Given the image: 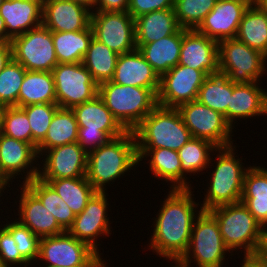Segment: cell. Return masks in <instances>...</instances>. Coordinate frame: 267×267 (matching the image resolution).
Wrapping results in <instances>:
<instances>
[{
  "instance_id": "cell-1",
  "label": "cell",
  "mask_w": 267,
  "mask_h": 267,
  "mask_svg": "<svg viewBox=\"0 0 267 267\" xmlns=\"http://www.w3.org/2000/svg\"><path fill=\"white\" fill-rule=\"evenodd\" d=\"M153 221L149 247L161 258H181L187 251L195 219L203 211L194 189H168ZM198 210H197V209Z\"/></svg>"
},
{
  "instance_id": "cell-2",
  "label": "cell",
  "mask_w": 267,
  "mask_h": 267,
  "mask_svg": "<svg viewBox=\"0 0 267 267\" xmlns=\"http://www.w3.org/2000/svg\"><path fill=\"white\" fill-rule=\"evenodd\" d=\"M137 165L139 167L135 136L133 131H127L88 152L86 177L97 192H107L108 184L124 178Z\"/></svg>"
},
{
  "instance_id": "cell-3",
  "label": "cell",
  "mask_w": 267,
  "mask_h": 267,
  "mask_svg": "<svg viewBox=\"0 0 267 267\" xmlns=\"http://www.w3.org/2000/svg\"><path fill=\"white\" fill-rule=\"evenodd\" d=\"M236 148L234 145L218 147L214 151L215 154H212L216 160L211 157L208 165V168L212 169L213 166L214 169L210 170V174L208 173L209 176L207 177H210V179L205 189L206 193H203L204 200L202 203L200 202L203 211H210L215 207L241 201L244 176L251 165L244 166L243 160L239 158V155H236Z\"/></svg>"
},
{
  "instance_id": "cell-4",
  "label": "cell",
  "mask_w": 267,
  "mask_h": 267,
  "mask_svg": "<svg viewBox=\"0 0 267 267\" xmlns=\"http://www.w3.org/2000/svg\"><path fill=\"white\" fill-rule=\"evenodd\" d=\"M137 149L167 148L178 151L192 134L177 108L157 105L133 130Z\"/></svg>"
},
{
  "instance_id": "cell-5",
  "label": "cell",
  "mask_w": 267,
  "mask_h": 267,
  "mask_svg": "<svg viewBox=\"0 0 267 267\" xmlns=\"http://www.w3.org/2000/svg\"><path fill=\"white\" fill-rule=\"evenodd\" d=\"M98 96L127 131H133L158 105L157 95L151 89L112 81L98 85Z\"/></svg>"
},
{
  "instance_id": "cell-6",
  "label": "cell",
  "mask_w": 267,
  "mask_h": 267,
  "mask_svg": "<svg viewBox=\"0 0 267 267\" xmlns=\"http://www.w3.org/2000/svg\"><path fill=\"white\" fill-rule=\"evenodd\" d=\"M217 221L225 246L231 253L254 256L263 226L240 201L208 211ZM240 250V251H239Z\"/></svg>"
},
{
  "instance_id": "cell-7",
  "label": "cell",
  "mask_w": 267,
  "mask_h": 267,
  "mask_svg": "<svg viewBox=\"0 0 267 267\" xmlns=\"http://www.w3.org/2000/svg\"><path fill=\"white\" fill-rule=\"evenodd\" d=\"M72 110L78 124L77 142L87 152L127 132L98 95Z\"/></svg>"
},
{
  "instance_id": "cell-8",
  "label": "cell",
  "mask_w": 267,
  "mask_h": 267,
  "mask_svg": "<svg viewBox=\"0 0 267 267\" xmlns=\"http://www.w3.org/2000/svg\"><path fill=\"white\" fill-rule=\"evenodd\" d=\"M219 73L233 83L261 82L267 73L266 56L237 38L218 42Z\"/></svg>"
},
{
  "instance_id": "cell-9",
  "label": "cell",
  "mask_w": 267,
  "mask_h": 267,
  "mask_svg": "<svg viewBox=\"0 0 267 267\" xmlns=\"http://www.w3.org/2000/svg\"><path fill=\"white\" fill-rule=\"evenodd\" d=\"M226 254L233 255L224 244L216 219L202 211L194 221L188 249L181 258L190 266L211 267L228 260Z\"/></svg>"
},
{
  "instance_id": "cell-10",
  "label": "cell",
  "mask_w": 267,
  "mask_h": 267,
  "mask_svg": "<svg viewBox=\"0 0 267 267\" xmlns=\"http://www.w3.org/2000/svg\"><path fill=\"white\" fill-rule=\"evenodd\" d=\"M177 110L192 137L208 140L217 147L236 144L232 139L234 130L220 112L201 104L198 100L184 103L177 107Z\"/></svg>"
},
{
  "instance_id": "cell-11",
  "label": "cell",
  "mask_w": 267,
  "mask_h": 267,
  "mask_svg": "<svg viewBox=\"0 0 267 267\" xmlns=\"http://www.w3.org/2000/svg\"><path fill=\"white\" fill-rule=\"evenodd\" d=\"M51 72L56 103L61 108L72 109L98 95V84L82 62L57 64Z\"/></svg>"
},
{
  "instance_id": "cell-12",
  "label": "cell",
  "mask_w": 267,
  "mask_h": 267,
  "mask_svg": "<svg viewBox=\"0 0 267 267\" xmlns=\"http://www.w3.org/2000/svg\"><path fill=\"white\" fill-rule=\"evenodd\" d=\"M10 42L13 59L26 70L51 72L58 64L52 31L43 24L14 37Z\"/></svg>"
},
{
  "instance_id": "cell-13",
  "label": "cell",
  "mask_w": 267,
  "mask_h": 267,
  "mask_svg": "<svg viewBox=\"0 0 267 267\" xmlns=\"http://www.w3.org/2000/svg\"><path fill=\"white\" fill-rule=\"evenodd\" d=\"M94 38L118 54L136 49L135 20L127 12L91 13Z\"/></svg>"
},
{
  "instance_id": "cell-14",
  "label": "cell",
  "mask_w": 267,
  "mask_h": 267,
  "mask_svg": "<svg viewBox=\"0 0 267 267\" xmlns=\"http://www.w3.org/2000/svg\"><path fill=\"white\" fill-rule=\"evenodd\" d=\"M98 253L88 244L79 241L68 231L40 239L39 256L36 264L44 267H83ZM40 261V262H39ZM45 261V262H44Z\"/></svg>"
},
{
  "instance_id": "cell-15",
  "label": "cell",
  "mask_w": 267,
  "mask_h": 267,
  "mask_svg": "<svg viewBox=\"0 0 267 267\" xmlns=\"http://www.w3.org/2000/svg\"><path fill=\"white\" fill-rule=\"evenodd\" d=\"M107 192H96L87 202L83 211L75 216L68 232L79 241L88 244L97 253H100L98 238L111 236L112 224L109 221L108 210L110 204ZM110 234V235H109Z\"/></svg>"
},
{
  "instance_id": "cell-16",
  "label": "cell",
  "mask_w": 267,
  "mask_h": 267,
  "mask_svg": "<svg viewBox=\"0 0 267 267\" xmlns=\"http://www.w3.org/2000/svg\"><path fill=\"white\" fill-rule=\"evenodd\" d=\"M207 75L188 66L176 65L160 77L157 103L166 108L197 100L199 89Z\"/></svg>"
},
{
  "instance_id": "cell-17",
  "label": "cell",
  "mask_w": 267,
  "mask_h": 267,
  "mask_svg": "<svg viewBox=\"0 0 267 267\" xmlns=\"http://www.w3.org/2000/svg\"><path fill=\"white\" fill-rule=\"evenodd\" d=\"M39 164L40 179L84 177L87 173L88 152L78 143H70L46 150ZM44 158V159H43Z\"/></svg>"
},
{
  "instance_id": "cell-18",
  "label": "cell",
  "mask_w": 267,
  "mask_h": 267,
  "mask_svg": "<svg viewBox=\"0 0 267 267\" xmlns=\"http://www.w3.org/2000/svg\"><path fill=\"white\" fill-rule=\"evenodd\" d=\"M39 159L33 145L0 132V168L11 182L17 177L16 179H24L21 184H25L38 177Z\"/></svg>"
},
{
  "instance_id": "cell-19",
  "label": "cell",
  "mask_w": 267,
  "mask_h": 267,
  "mask_svg": "<svg viewBox=\"0 0 267 267\" xmlns=\"http://www.w3.org/2000/svg\"><path fill=\"white\" fill-rule=\"evenodd\" d=\"M250 5L246 0H217L196 30L217 42L235 38L243 15Z\"/></svg>"
},
{
  "instance_id": "cell-20",
  "label": "cell",
  "mask_w": 267,
  "mask_h": 267,
  "mask_svg": "<svg viewBox=\"0 0 267 267\" xmlns=\"http://www.w3.org/2000/svg\"><path fill=\"white\" fill-rule=\"evenodd\" d=\"M179 65L203 71L207 76L218 74V42L195 29H183Z\"/></svg>"
},
{
  "instance_id": "cell-21",
  "label": "cell",
  "mask_w": 267,
  "mask_h": 267,
  "mask_svg": "<svg viewBox=\"0 0 267 267\" xmlns=\"http://www.w3.org/2000/svg\"><path fill=\"white\" fill-rule=\"evenodd\" d=\"M92 11L71 0H45L42 24L52 32H76L91 25Z\"/></svg>"
},
{
  "instance_id": "cell-22",
  "label": "cell",
  "mask_w": 267,
  "mask_h": 267,
  "mask_svg": "<svg viewBox=\"0 0 267 267\" xmlns=\"http://www.w3.org/2000/svg\"><path fill=\"white\" fill-rule=\"evenodd\" d=\"M260 84V82H232V95L227 108V123L233 130L236 127V120L241 122L248 118L267 116V89H263Z\"/></svg>"
},
{
  "instance_id": "cell-23",
  "label": "cell",
  "mask_w": 267,
  "mask_h": 267,
  "mask_svg": "<svg viewBox=\"0 0 267 267\" xmlns=\"http://www.w3.org/2000/svg\"><path fill=\"white\" fill-rule=\"evenodd\" d=\"M20 197L18 201V220L24 226H27L35 235L40 238L46 236H55L65 232L59 225L56 218L41 203V201L24 185L20 184Z\"/></svg>"
},
{
  "instance_id": "cell-24",
  "label": "cell",
  "mask_w": 267,
  "mask_h": 267,
  "mask_svg": "<svg viewBox=\"0 0 267 267\" xmlns=\"http://www.w3.org/2000/svg\"><path fill=\"white\" fill-rule=\"evenodd\" d=\"M111 81L119 85L151 89L156 95L160 87V77L137 48L119 54Z\"/></svg>"
},
{
  "instance_id": "cell-25",
  "label": "cell",
  "mask_w": 267,
  "mask_h": 267,
  "mask_svg": "<svg viewBox=\"0 0 267 267\" xmlns=\"http://www.w3.org/2000/svg\"><path fill=\"white\" fill-rule=\"evenodd\" d=\"M43 2L40 0H3L0 16L6 27V42L42 24Z\"/></svg>"
},
{
  "instance_id": "cell-26",
  "label": "cell",
  "mask_w": 267,
  "mask_h": 267,
  "mask_svg": "<svg viewBox=\"0 0 267 267\" xmlns=\"http://www.w3.org/2000/svg\"><path fill=\"white\" fill-rule=\"evenodd\" d=\"M135 20L136 48L175 34L181 27L177 23L174 8L143 14Z\"/></svg>"
},
{
  "instance_id": "cell-27",
  "label": "cell",
  "mask_w": 267,
  "mask_h": 267,
  "mask_svg": "<svg viewBox=\"0 0 267 267\" xmlns=\"http://www.w3.org/2000/svg\"><path fill=\"white\" fill-rule=\"evenodd\" d=\"M139 164L143 159L149 163L153 178L170 183V189H182L181 161L176 150L167 148L137 149ZM150 156V157H149ZM148 157V158H147Z\"/></svg>"
},
{
  "instance_id": "cell-28",
  "label": "cell",
  "mask_w": 267,
  "mask_h": 267,
  "mask_svg": "<svg viewBox=\"0 0 267 267\" xmlns=\"http://www.w3.org/2000/svg\"><path fill=\"white\" fill-rule=\"evenodd\" d=\"M182 40L183 28H180L175 34L144 44L138 50L158 76L161 77L179 64Z\"/></svg>"
},
{
  "instance_id": "cell-29",
  "label": "cell",
  "mask_w": 267,
  "mask_h": 267,
  "mask_svg": "<svg viewBox=\"0 0 267 267\" xmlns=\"http://www.w3.org/2000/svg\"><path fill=\"white\" fill-rule=\"evenodd\" d=\"M217 148L208 140L192 137L177 151L181 161L182 189H193L190 176H197L208 168L211 156Z\"/></svg>"
},
{
  "instance_id": "cell-30",
  "label": "cell",
  "mask_w": 267,
  "mask_h": 267,
  "mask_svg": "<svg viewBox=\"0 0 267 267\" xmlns=\"http://www.w3.org/2000/svg\"><path fill=\"white\" fill-rule=\"evenodd\" d=\"M78 139V124L72 109L59 107L49 125L45 138L38 144L39 157L48 149L75 143Z\"/></svg>"
},
{
  "instance_id": "cell-31",
  "label": "cell",
  "mask_w": 267,
  "mask_h": 267,
  "mask_svg": "<svg viewBox=\"0 0 267 267\" xmlns=\"http://www.w3.org/2000/svg\"><path fill=\"white\" fill-rule=\"evenodd\" d=\"M235 38L267 56V12L260 5L248 7Z\"/></svg>"
},
{
  "instance_id": "cell-32",
  "label": "cell",
  "mask_w": 267,
  "mask_h": 267,
  "mask_svg": "<svg viewBox=\"0 0 267 267\" xmlns=\"http://www.w3.org/2000/svg\"><path fill=\"white\" fill-rule=\"evenodd\" d=\"M40 103H56L52 72L27 70L18 94V107Z\"/></svg>"
},
{
  "instance_id": "cell-33",
  "label": "cell",
  "mask_w": 267,
  "mask_h": 267,
  "mask_svg": "<svg viewBox=\"0 0 267 267\" xmlns=\"http://www.w3.org/2000/svg\"><path fill=\"white\" fill-rule=\"evenodd\" d=\"M93 37L91 25L76 32H52L58 64L83 62Z\"/></svg>"
},
{
  "instance_id": "cell-34",
  "label": "cell",
  "mask_w": 267,
  "mask_h": 267,
  "mask_svg": "<svg viewBox=\"0 0 267 267\" xmlns=\"http://www.w3.org/2000/svg\"><path fill=\"white\" fill-rule=\"evenodd\" d=\"M41 180L47 182L57 192L75 216L83 211L87 202L97 192L86 176Z\"/></svg>"
},
{
  "instance_id": "cell-35",
  "label": "cell",
  "mask_w": 267,
  "mask_h": 267,
  "mask_svg": "<svg viewBox=\"0 0 267 267\" xmlns=\"http://www.w3.org/2000/svg\"><path fill=\"white\" fill-rule=\"evenodd\" d=\"M118 57V53L93 37L82 63L100 85L112 80Z\"/></svg>"
},
{
  "instance_id": "cell-36",
  "label": "cell",
  "mask_w": 267,
  "mask_h": 267,
  "mask_svg": "<svg viewBox=\"0 0 267 267\" xmlns=\"http://www.w3.org/2000/svg\"><path fill=\"white\" fill-rule=\"evenodd\" d=\"M43 204V206L54 215L59 225L65 230L72 226L75 214L57 192L40 178H33L24 184Z\"/></svg>"
},
{
  "instance_id": "cell-37",
  "label": "cell",
  "mask_w": 267,
  "mask_h": 267,
  "mask_svg": "<svg viewBox=\"0 0 267 267\" xmlns=\"http://www.w3.org/2000/svg\"><path fill=\"white\" fill-rule=\"evenodd\" d=\"M232 95V81L223 74L207 76L199 89L197 100L214 111L224 115L227 121V108Z\"/></svg>"
},
{
  "instance_id": "cell-38",
  "label": "cell",
  "mask_w": 267,
  "mask_h": 267,
  "mask_svg": "<svg viewBox=\"0 0 267 267\" xmlns=\"http://www.w3.org/2000/svg\"><path fill=\"white\" fill-rule=\"evenodd\" d=\"M217 0H174L178 25L183 29H197L214 8Z\"/></svg>"
},
{
  "instance_id": "cell-39",
  "label": "cell",
  "mask_w": 267,
  "mask_h": 267,
  "mask_svg": "<svg viewBox=\"0 0 267 267\" xmlns=\"http://www.w3.org/2000/svg\"><path fill=\"white\" fill-rule=\"evenodd\" d=\"M26 69L13 58L0 72V103L6 107H18V94Z\"/></svg>"
},
{
  "instance_id": "cell-40",
  "label": "cell",
  "mask_w": 267,
  "mask_h": 267,
  "mask_svg": "<svg viewBox=\"0 0 267 267\" xmlns=\"http://www.w3.org/2000/svg\"><path fill=\"white\" fill-rule=\"evenodd\" d=\"M21 108L27 114L32 132V145L37 149L38 144L45 138L51 120L59 106L57 103H40Z\"/></svg>"
},
{
  "instance_id": "cell-41",
  "label": "cell",
  "mask_w": 267,
  "mask_h": 267,
  "mask_svg": "<svg viewBox=\"0 0 267 267\" xmlns=\"http://www.w3.org/2000/svg\"><path fill=\"white\" fill-rule=\"evenodd\" d=\"M12 235L20 254L31 264H36L39 256L40 237L14 218L3 225Z\"/></svg>"
},
{
  "instance_id": "cell-42",
  "label": "cell",
  "mask_w": 267,
  "mask_h": 267,
  "mask_svg": "<svg viewBox=\"0 0 267 267\" xmlns=\"http://www.w3.org/2000/svg\"><path fill=\"white\" fill-rule=\"evenodd\" d=\"M1 133L32 145V132L26 112L17 106L7 107Z\"/></svg>"
},
{
  "instance_id": "cell-43",
  "label": "cell",
  "mask_w": 267,
  "mask_h": 267,
  "mask_svg": "<svg viewBox=\"0 0 267 267\" xmlns=\"http://www.w3.org/2000/svg\"><path fill=\"white\" fill-rule=\"evenodd\" d=\"M241 201H267V168L253 164L246 171Z\"/></svg>"
},
{
  "instance_id": "cell-44",
  "label": "cell",
  "mask_w": 267,
  "mask_h": 267,
  "mask_svg": "<svg viewBox=\"0 0 267 267\" xmlns=\"http://www.w3.org/2000/svg\"><path fill=\"white\" fill-rule=\"evenodd\" d=\"M0 259L5 267H28L31 264L20 254L10 232L0 224Z\"/></svg>"
},
{
  "instance_id": "cell-45",
  "label": "cell",
  "mask_w": 267,
  "mask_h": 267,
  "mask_svg": "<svg viewBox=\"0 0 267 267\" xmlns=\"http://www.w3.org/2000/svg\"><path fill=\"white\" fill-rule=\"evenodd\" d=\"M173 8L174 0H130L127 12L135 19L156 10Z\"/></svg>"
},
{
  "instance_id": "cell-46",
  "label": "cell",
  "mask_w": 267,
  "mask_h": 267,
  "mask_svg": "<svg viewBox=\"0 0 267 267\" xmlns=\"http://www.w3.org/2000/svg\"><path fill=\"white\" fill-rule=\"evenodd\" d=\"M255 219L263 226H267V201H241Z\"/></svg>"
},
{
  "instance_id": "cell-47",
  "label": "cell",
  "mask_w": 267,
  "mask_h": 267,
  "mask_svg": "<svg viewBox=\"0 0 267 267\" xmlns=\"http://www.w3.org/2000/svg\"><path fill=\"white\" fill-rule=\"evenodd\" d=\"M130 0H96L94 11L121 12L127 11Z\"/></svg>"
},
{
  "instance_id": "cell-48",
  "label": "cell",
  "mask_w": 267,
  "mask_h": 267,
  "mask_svg": "<svg viewBox=\"0 0 267 267\" xmlns=\"http://www.w3.org/2000/svg\"><path fill=\"white\" fill-rule=\"evenodd\" d=\"M253 258L256 262L267 266V226L261 231L259 245Z\"/></svg>"
},
{
  "instance_id": "cell-49",
  "label": "cell",
  "mask_w": 267,
  "mask_h": 267,
  "mask_svg": "<svg viewBox=\"0 0 267 267\" xmlns=\"http://www.w3.org/2000/svg\"><path fill=\"white\" fill-rule=\"evenodd\" d=\"M11 42L0 41V72L12 59Z\"/></svg>"
},
{
  "instance_id": "cell-50",
  "label": "cell",
  "mask_w": 267,
  "mask_h": 267,
  "mask_svg": "<svg viewBox=\"0 0 267 267\" xmlns=\"http://www.w3.org/2000/svg\"><path fill=\"white\" fill-rule=\"evenodd\" d=\"M102 253H98L89 263L83 267H109L106 261L101 257Z\"/></svg>"
},
{
  "instance_id": "cell-51",
  "label": "cell",
  "mask_w": 267,
  "mask_h": 267,
  "mask_svg": "<svg viewBox=\"0 0 267 267\" xmlns=\"http://www.w3.org/2000/svg\"><path fill=\"white\" fill-rule=\"evenodd\" d=\"M10 184H12V182L5 176V174L2 172L1 168H0V194L2 195L3 193L5 194V190H7L9 187L10 188Z\"/></svg>"
},
{
  "instance_id": "cell-52",
  "label": "cell",
  "mask_w": 267,
  "mask_h": 267,
  "mask_svg": "<svg viewBox=\"0 0 267 267\" xmlns=\"http://www.w3.org/2000/svg\"><path fill=\"white\" fill-rule=\"evenodd\" d=\"M165 260L171 261V266L169 267H191L186 261H184L182 258H163ZM174 263V264H173ZM173 264V265H172Z\"/></svg>"
},
{
  "instance_id": "cell-53",
  "label": "cell",
  "mask_w": 267,
  "mask_h": 267,
  "mask_svg": "<svg viewBox=\"0 0 267 267\" xmlns=\"http://www.w3.org/2000/svg\"><path fill=\"white\" fill-rule=\"evenodd\" d=\"M242 258H243L242 263H241L242 266H240V267H247L254 260V258L252 256H249V255H244V257H242ZM224 264H225V262L222 261V262H219L218 264L211 266V267H226V266H224Z\"/></svg>"
},
{
  "instance_id": "cell-54",
  "label": "cell",
  "mask_w": 267,
  "mask_h": 267,
  "mask_svg": "<svg viewBox=\"0 0 267 267\" xmlns=\"http://www.w3.org/2000/svg\"><path fill=\"white\" fill-rule=\"evenodd\" d=\"M71 1L85 6L92 12L94 11L96 0H71Z\"/></svg>"
},
{
  "instance_id": "cell-55",
  "label": "cell",
  "mask_w": 267,
  "mask_h": 267,
  "mask_svg": "<svg viewBox=\"0 0 267 267\" xmlns=\"http://www.w3.org/2000/svg\"><path fill=\"white\" fill-rule=\"evenodd\" d=\"M0 41H6V27L4 20L0 16Z\"/></svg>"
},
{
  "instance_id": "cell-56",
  "label": "cell",
  "mask_w": 267,
  "mask_h": 267,
  "mask_svg": "<svg viewBox=\"0 0 267 267\" xmlns=\"http://www.w3.org/2000/svg\"><path fill=\"white\" fill-rule=\"evenodd\" d=\"M6 108H7L6 106L0 103V132L3 126V116Z\"/></svg>"
},
{
  "instance_id": "cell-57",
  "label": "cell",
  "mask_w": 267,
  "mask_h": 267,
  "mask_svg": "<svg viewBox=\"0 0 267 267\" xmlns=\"http://www.w3.org/2000/svg\"><path fill=\"white\" fill-rule=\"evenodd\" d=\"M247 267H267L266 265L260 264L253 260Z\"/></svg>"
},
{
  "instance_id": "cell-58",
  "label": "cell",
  "mask_w": 267,
  "mask_h": 267,
  "mask_svg": "<svg viewBox=\"0 0 267 267\" xmlns=\"http://www.w3.org/2000/svg\"><path fill=\"white\" fill-rule=\"evenodd\" d=\"M267 12V0H260L258 3Z\"/></svg>"
},
{
  "instance_id": "cell-59",
  "label": "cell",
  "mask_w": 267,
  "mask_h": 267,
  "mask_svg": "<svg viewBox=\"0 0 267 267\" xmlns=\"http://www.w3.org/2000/svg\"><path fill=\"white\" fill-rule=\"evenodd\" d=\"M248 1L250 4H258L260 2V0H246Z\"/></svg>"
},
{
  "instance_id": "cell-60",
  "label": "cell",
  "mask_w": 267,
  "mask_h": 267,
  "mask_svg": "<svg viewBox=\"0 0 267 267\" xmlns=\"http://www.w3.org/2000/svg\"><path fill=\"white\" fill-rule=\"evenodd\" d=\"M0 267H5L2 262H1V259H0Z\"/></svg>"
}]
</instances>
